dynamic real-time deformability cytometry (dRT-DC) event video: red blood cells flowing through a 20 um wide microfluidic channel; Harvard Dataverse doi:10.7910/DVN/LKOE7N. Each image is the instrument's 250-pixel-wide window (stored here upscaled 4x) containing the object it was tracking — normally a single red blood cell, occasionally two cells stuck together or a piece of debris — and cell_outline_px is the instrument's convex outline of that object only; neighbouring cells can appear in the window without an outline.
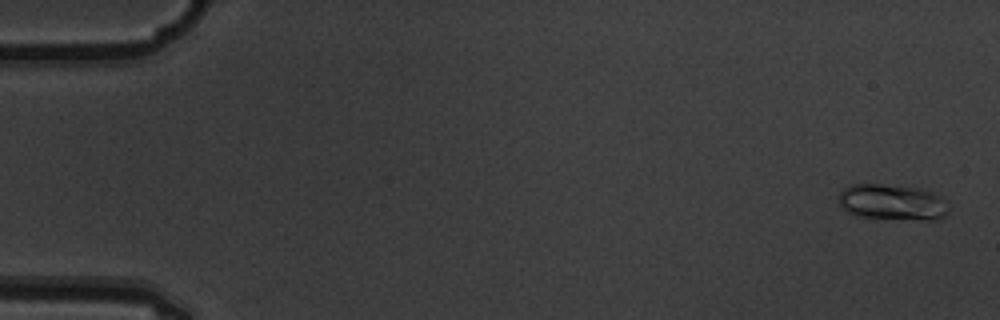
{"species": "common noctule bat (a hibernating species)", "species_latin": "Nyctalus noctula", "temperature_condition": "warm", "stored_images_in_passage": 10, "camera_frame_rate_fps": 3000, "um_per_image_px": 0.085, "animal": {"sex": "male", "body_mass_g": 19.5, "forearm_length_mm": 54.6}, "frame": {"image": 1, "passage_image": 1, "time_ms": 0.0, "image_size_px": [1000, 320], "cell_outline_px": [[948, 212], [940, 220], [928, 220], [856, 216], [840, 208], [840, 192], [844, 188], [852, 184], [880, 184], [916, 188], [932, 192], [944, 196], [948, 200]], "centroid_in_image_um": [75.9, 17.19], "position_along_channel_um": 9.1, "area_um2": 23.12}}
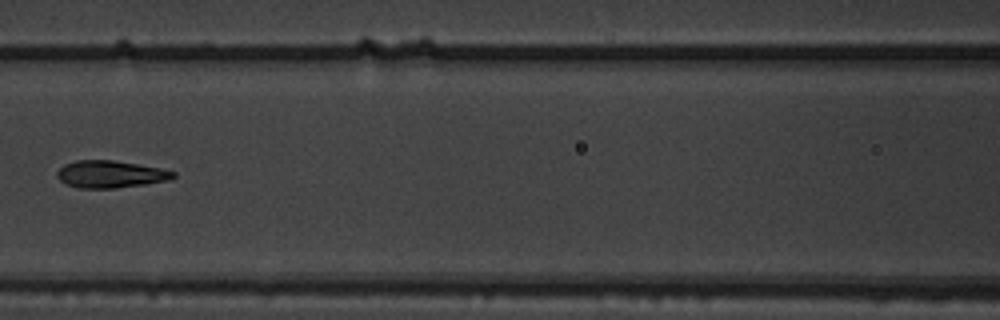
{"frame": {"image": 2, "passage_image": 7, "time_ms": 2.0, "image_size_px": [1000, 320], "cell_outline_px": [[176, 176], [168, 180], [144, 184], [116, 188], [76, 188], [64, 184], [56, 176], [56, 172], [64, 164], [76, 160], [112, 160], [160, 168], [176, 172]], "centroid_in_image_um": [9.34, 14.81], "position_along_channel_um": 157.3, "area_um2": 18.44}}
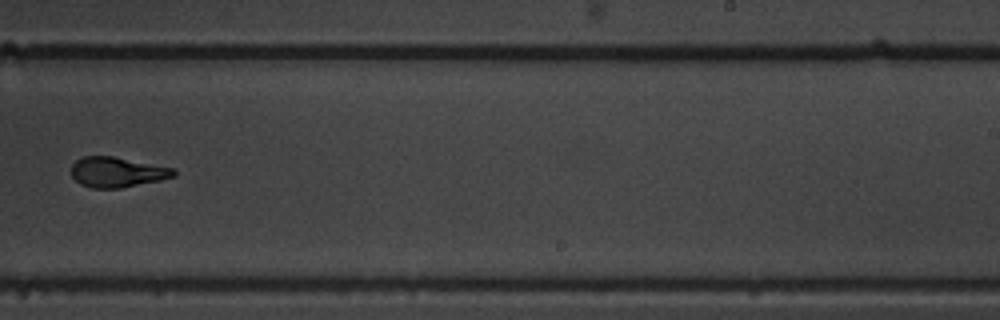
{"frame": {"image": 3, "passage_image": 10, "time_ms": 3.0, "image_size_px": [1000, 320], "cell_outline_px": [[176, 176], [160, 180], [120, 188], [92, 188], [80, 184], [72, 176], [72, 164], [76, 160], [84, 156], [112, 156], [176, 168]], "centroid_in_image_um": [9.98, 14.63], "position_along_channel_um": 279.0, "area_um2": 18.03}}